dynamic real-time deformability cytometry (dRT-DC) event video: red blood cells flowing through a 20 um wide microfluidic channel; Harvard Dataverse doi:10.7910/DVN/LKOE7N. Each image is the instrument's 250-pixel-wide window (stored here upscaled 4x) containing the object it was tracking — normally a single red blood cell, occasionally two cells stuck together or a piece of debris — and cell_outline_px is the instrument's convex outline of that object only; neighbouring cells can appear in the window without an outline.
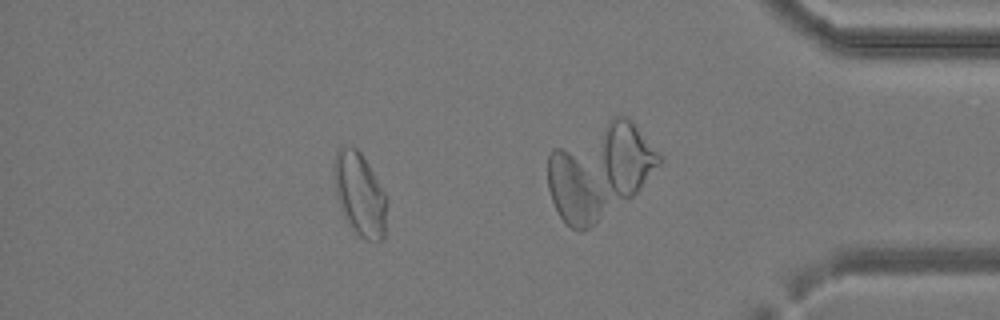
{"species": "common noctule bat (a hibernating species)", "species_latin": "Nyctalus noctula", "temperature_condition": "cold", "stored_images_in_passage": 37, "camera_frame_rate_fps": 3000, "um_per_image_px": 0.085, "animal": {"sex": "female", "body_mass_g": 24.6, "forearm_length_mm": 56.2}, "frame": {"image": 1, "passage_image": 32, "time_ms": 10.333, "image_size_px": [1000, 320], "cell_outline_px": [[388, 200], [384, 236], [380, 240], [368, 240], [360, 236], [356, 232], [344, 216], [340, 208], [336, 196], [332, 168], [336, 152], [340, 148], [356, 148], [360, 152], [368, 164], [384, 192]], "centroid_in_image_um": [30.57, 16.51], "position_along_channel_um": 404.6, "area_um2": 25.37}}